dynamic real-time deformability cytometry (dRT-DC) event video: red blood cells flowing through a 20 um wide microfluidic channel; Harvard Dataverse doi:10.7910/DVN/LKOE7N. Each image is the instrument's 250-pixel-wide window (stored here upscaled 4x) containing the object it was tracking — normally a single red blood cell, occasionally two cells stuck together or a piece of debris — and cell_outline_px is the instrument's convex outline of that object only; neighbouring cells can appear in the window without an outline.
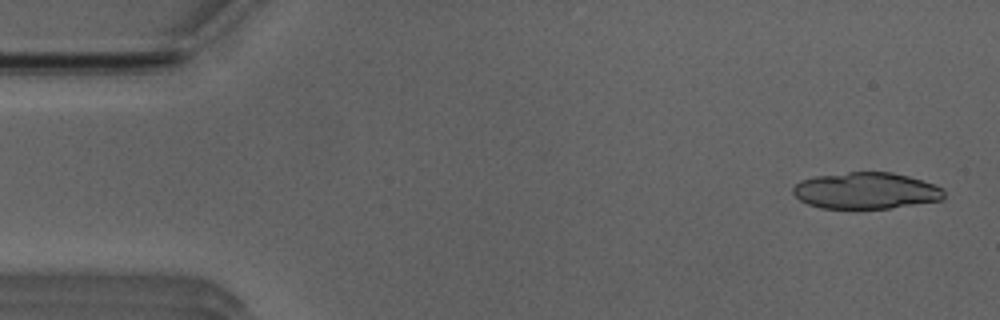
{"species": "Egyptian fruit bat (a non-hibernating species)", "species_latin": "Rousettus aegyptiacus", "temperature_condition": "room temperature", "stored_images_in_passage": 16, "camera_frame_rate_fps": 3000, "um_per_image_px": 0.085, "animal": {"sex": "male"}, "frame": {"image": 1, "passage_image": 2, "time_ms": 0.333, "image_size_px": [1000, 320], "cell_outline_px": [[944, 200], [892, 208], [856, 212], [820, 208], [808, 204], [800, 200], [792, 192], [792, 188], [800, 180], [816, 176], [848, 172], [892, 172], [908, 176], [944, 188]], "centroid_in_image_um": [73.59, 16.26], "position_along_channel_um": 11.4, "area_um2": 33.18}}